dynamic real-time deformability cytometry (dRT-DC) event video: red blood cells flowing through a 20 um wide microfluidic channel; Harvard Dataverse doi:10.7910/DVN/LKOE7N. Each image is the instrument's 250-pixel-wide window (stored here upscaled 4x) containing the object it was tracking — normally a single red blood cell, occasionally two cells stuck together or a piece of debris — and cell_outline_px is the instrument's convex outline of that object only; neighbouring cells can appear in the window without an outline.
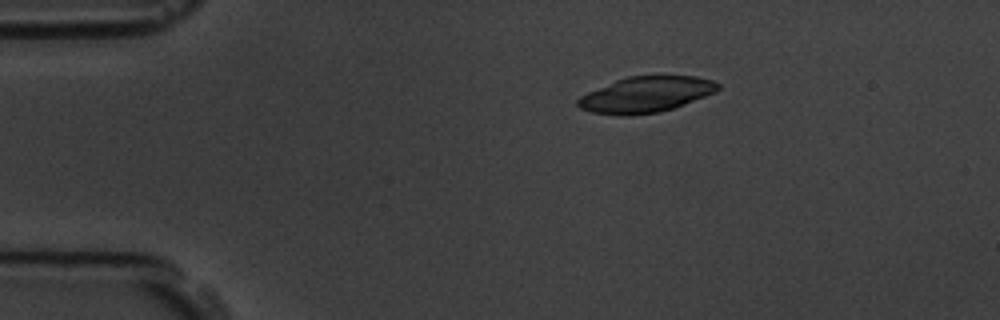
{"species": "common noctule bat (a hibernating species)", "species_latin": "Nyctalus noctula", "temperature_condition": "room temperature", "stored_images_in_passage": 3, "camera_frame_rate_fps": 3000, "um_per_image_px": 0.085, "animal": {"sex": "male", "body_mass_g": 19.5, "forearm_length_mm": 54.6}, "frame": {"image": 1, "passage_image": 2, "time_ms": 1.0, "image_size_px": [1000, 320], "cell_outline_px": [[720, 88], [716, 92], [684, 104], [660, 112], [628, 116], [620, 116], [592, 112], [580, 108], [576, 104], [576, 100], [580, 96], [588, 92], [616, 80], [628, 76], [656, 72], [696, 76], [712, 80], [720, 84]], "centroid_in_image_um": [54.93, 7.99], "position_along_channel_um": 30.1, "area_um2": 30.17}}